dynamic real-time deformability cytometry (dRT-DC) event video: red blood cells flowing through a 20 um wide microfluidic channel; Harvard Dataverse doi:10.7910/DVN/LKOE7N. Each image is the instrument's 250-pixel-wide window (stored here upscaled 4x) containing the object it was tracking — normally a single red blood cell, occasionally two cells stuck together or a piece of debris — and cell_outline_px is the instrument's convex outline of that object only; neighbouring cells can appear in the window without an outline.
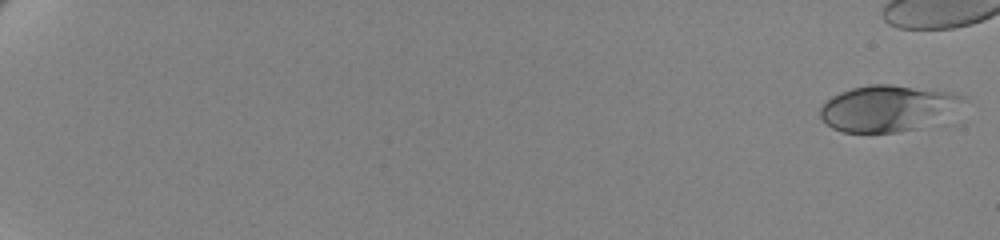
{"species": "human", "species_latin": "Homo sapiens", "temperature_condition": "cold", "stored_images_in_passage": 53, "camera_frame_rate_fps": 3000, "um_per_image_px": 0.085, "donor": {"sex": "female"}, "frame": {"image": 1, "passage_image": 1, "time_ms": 0.0, "image_size_px": [1000, 240], "cell_outline_px": [[968, 96], [964, 100], [920, 128], [896, 132], [840, 132], [832, 128], [820, 116], [820, 108], [832, 96], [840, 92], [852, 88], [868, 84], [892, 84], [952, 92]], "centroid_in_image_um": [75.34, 9.18], "position_along_channel_um": 9.7, "area_um2": 37.51}}
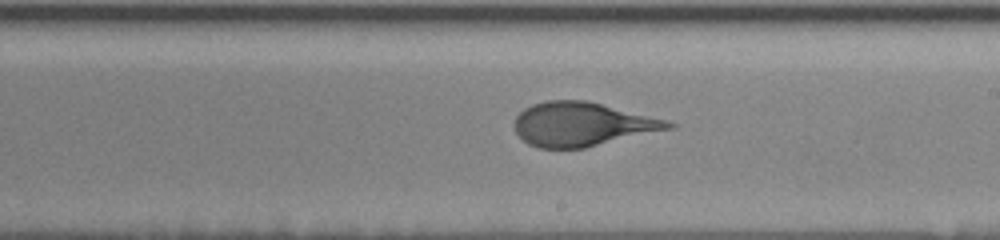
{"frame": {"image": 2, "passage_image": 40, "time_ms": 13.0, "image_size_px": [1000, 240], "cell_outline_px": [[676, 128], [584, 148], [540, 148], [528, 144], [516, 132], [516, 116], [524, 108], [532, 104], [544, 100], [588, 100], [668, 120], [676, 124]], "centroid_in_image_um": [49.53, 10.55], "position_along_channel_um": 239.5, "area_um2": 39.54}}
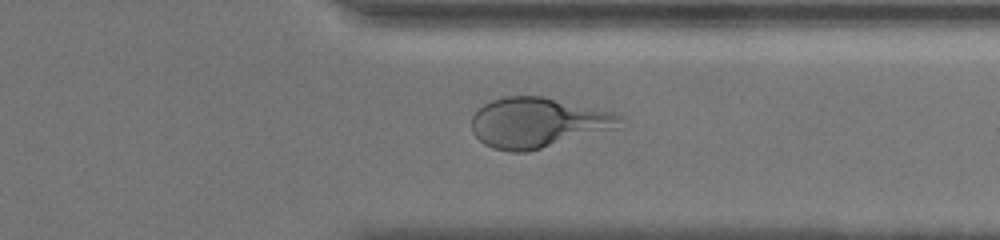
{"frame": {"image": 3, "passage_image": 51, "time_ms": 16.667, "image_size_px": [1000, 240], "cell_outline_px": [[620, 116], [616, 128], [540, 148], [524, 152], [508, 152], [492, 148], [484, 144], [472, 132], [472, 116], [484, 104], [492, 100], [504, 96], [544, 96], [612, 112]], "centroid_in_image_um": [45.63, 10.42], "position_along_channel_um": 365.8, "area_um2": 42.6}}